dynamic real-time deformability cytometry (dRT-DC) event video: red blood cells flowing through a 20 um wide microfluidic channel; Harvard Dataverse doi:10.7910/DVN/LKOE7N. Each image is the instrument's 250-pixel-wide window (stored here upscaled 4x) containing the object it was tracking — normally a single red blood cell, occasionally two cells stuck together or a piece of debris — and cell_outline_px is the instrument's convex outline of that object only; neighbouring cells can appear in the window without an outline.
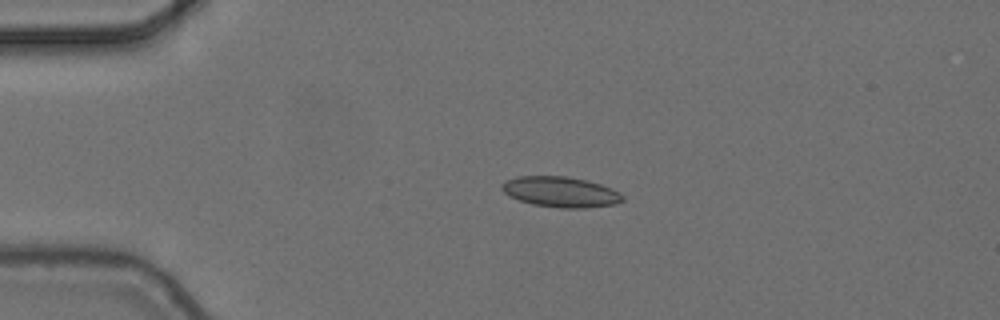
{"species": "common noctule bat (a hibernating species)", "species_latin": "Nyctalus noctula", "temperature_condition": "cold", "stored_images_in_passage": 2, "camera_frame_rate_fps": 3000, "um_per_image_px": 0.085, "animal": {"sex": "female", "body_mass_g": 24.6, "forearm_length_mm": 56.2}, "frame": {"image": 1, "passage_image": 1, "time_ms": 0.0, "image_size_px": [1000, 320], "cell_outline_px": [[624, 200], [616, 204], [584, 208], [560, 208], [532, 204], [520, 200], [504, 192], [500, 188], [500, 184], [516, 176], [568, 176], [588, 180], [612, 188], [620, 192], [624, 196]], "centroid_in_image_um": [47.69, 16.31], "position_along_channel_um": 37.3, "area_um2": 21.56}}